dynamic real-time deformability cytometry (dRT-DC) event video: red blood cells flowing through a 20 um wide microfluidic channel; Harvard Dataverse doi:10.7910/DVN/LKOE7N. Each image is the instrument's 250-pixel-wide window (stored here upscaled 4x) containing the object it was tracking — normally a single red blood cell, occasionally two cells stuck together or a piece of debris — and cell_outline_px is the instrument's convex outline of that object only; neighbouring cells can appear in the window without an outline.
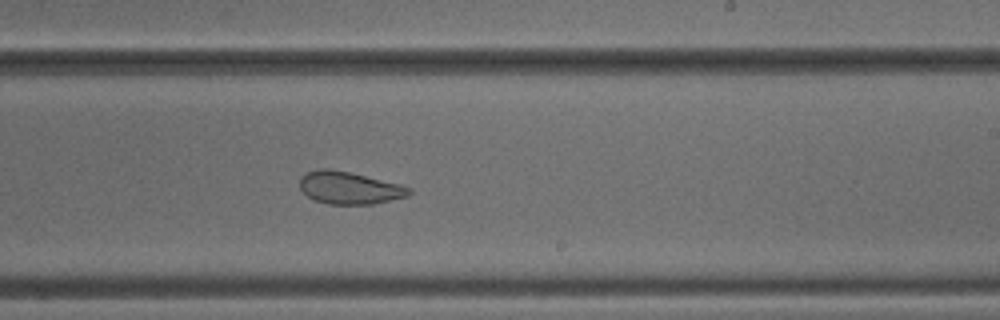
{"species": "common noctule bat (a hibernating species)", "species_latin": "Nyctalus noctula", "temperature_condition": "cold", "stored_images_in_passage": 27, "camera_frame_rate_fps": 3000, "um_per_image_px": 0.085, "animal": {"sex": "male", "body_mass_g": 18.8}, "frame": {"image": 1, "passage_image": 16, "time_ms": 5.0, "image_size_px": [1000, 320], "cell_outline_px": [[412, 192], [408, 196], [376, 204], [328, 204], [316, 200], [308, 196], [300, 188], [300, 176], [308, 172], [320, 168], [328, 168], [352, 172], [412, 188]], "centroid_in_image_um": [29.7, 15.96], "position_along_channel_um": 259.3, "area_um2": 20.63}, "authors_computed_cell_mechanics": {"area_um2": 20.6924, "velocity_mm_per_s": 3.8588, "shape_relaxation_time_tau1_ms": null, "shape_relaxation_time_tau2_ms": 2.0637, "deformation_change_tau1": null, "deformation_change_tau2": 0.0844}}